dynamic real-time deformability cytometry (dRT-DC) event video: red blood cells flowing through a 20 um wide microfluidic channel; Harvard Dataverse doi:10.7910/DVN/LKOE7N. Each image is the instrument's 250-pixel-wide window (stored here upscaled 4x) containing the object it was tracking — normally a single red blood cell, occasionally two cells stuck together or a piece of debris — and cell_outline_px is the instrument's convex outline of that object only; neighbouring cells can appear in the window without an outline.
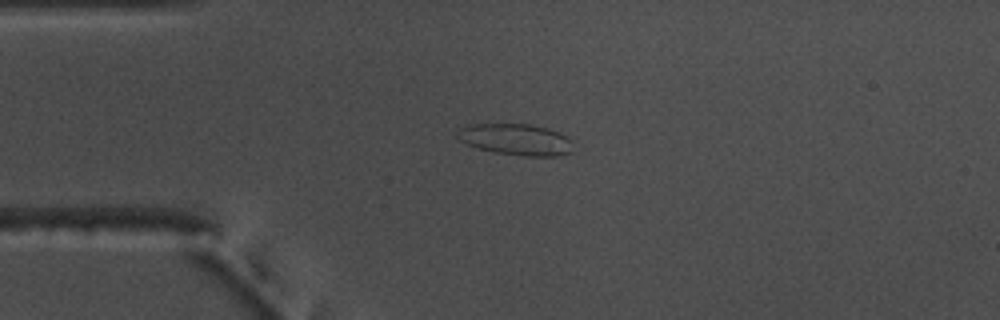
{"species": "common noctule bat (a hibernating species)", "species_latin": "Nyctalus noctula", "temperature_condition": "warm", "stored_images_in_passage": 44, "camera_frame_rate_fps": 3000, "um_per_image_px": 0.085, "animal": {"sex": "male", "body_mass_g": 17.5, "forearm_length_mm": 52.3}, "frame": {"image": 1, "passage_image": 2, "time_ms": 0.333, "image_size_px": [1000, 320], "cell_outline_px": [[572, 140], [568, 152], [560, 156], [520, 156], [492, 152], [468, 144], [460, 140], [456, 136], [460, 128], [472, 124], [528, 124], [548, 128], [568, 136]], "centroid_in_image_um": [43.86, 11.86], "position_along_channel_um": 41.1, "area_um2": 21.04}}
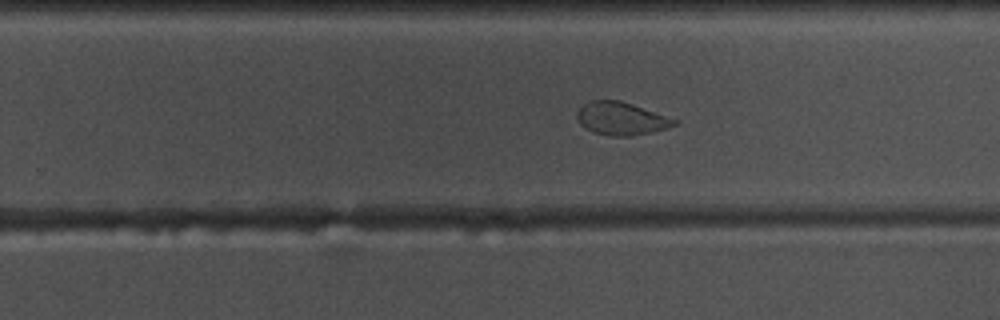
{"frame": {"image": 2, "passage_image": 23, "time_ms": 7.333, "image_size_px": [1000, 320], "cell_outline_px": [[680, 120], [676, 124], [668, 128], [652, 132], [628, 136], [608, 136], [592, 132], [584, 128], [580, 124], [576, 116], [576, 112], [584, 104], [592, 100], [620, 100]], "centroid_in_image_um": [52.8, 10.08], "position_along_channel_um": 277.0, "area_um2": 18.79}}
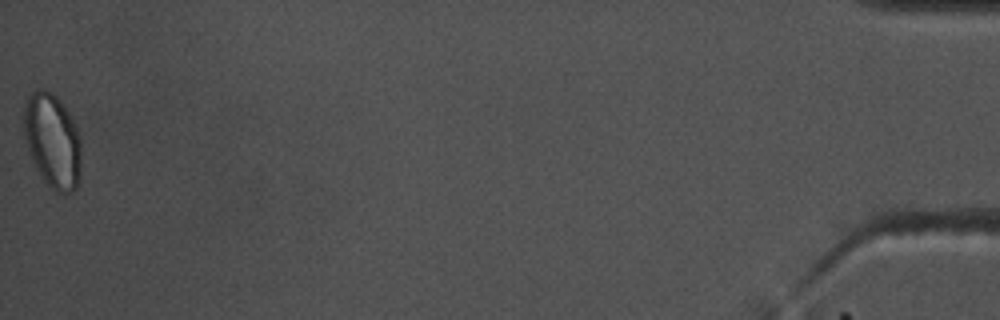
{"frame": {"image": 3, "passage_image": 44, "time_ms": 14.333, "image_size_px": [1000, 320], "cell_outline_px": [[80, 180], [76, 188], [72, 192], [56, 192], [44, 180], [36, 168], [28, 148], [24, 136], [24, 104], [28, 96], [32, 92], [40, 88], [44, 88], [56, 96], [72, 116], [80, 136]], "centroid_in_image_um": [4.47, 11.94], "position_along_channel_um": 430.7, "area_um2": 31.56}, "authors_computed_cell_mechanics": {"area_um2": 19.9121, "velocity_mm_per_s": 3.6857, "shape_relaxation_time_tau1_ms": null, "shape_relaxation_time_tau2_ms": 1.5161, "deformation_change_tau1": null, "deformation_change_tau2": 0.0668}}